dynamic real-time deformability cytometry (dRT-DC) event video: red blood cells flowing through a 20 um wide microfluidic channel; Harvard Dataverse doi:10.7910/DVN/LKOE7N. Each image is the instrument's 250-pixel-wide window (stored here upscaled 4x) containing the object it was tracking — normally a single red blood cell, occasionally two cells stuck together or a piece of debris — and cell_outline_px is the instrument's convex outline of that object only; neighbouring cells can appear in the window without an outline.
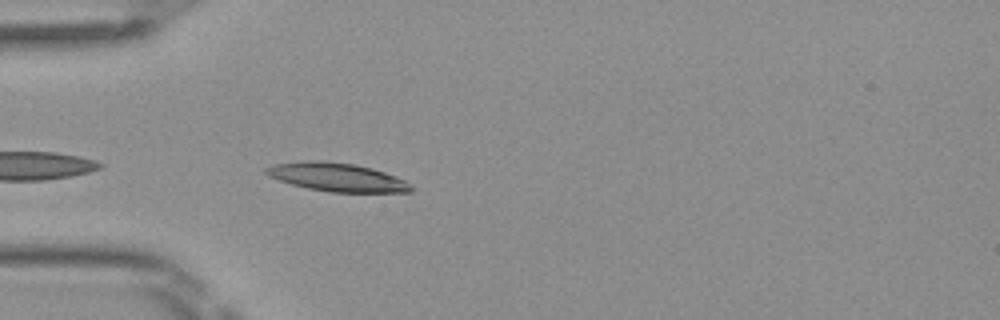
{"species": "Egyptian fruit bat (a non-hibernating species)", "species_latin": "Rousettus aegyptiacus", "temperature_condition": "room temperature", "stored_images_in_passage": 26, "camera_frame_rate_fps": 3000, "um_per_image_px": 0.085, "frame": {"image": 1, "passage_image": 2, "time_ms": 0.333, "image_size_px": [1000, 320], "cell_outline_px": [[412, 192], [328, 192], [308, 188], [292, 184], [268, 176], [264, 172], [264, 168], [272, 164], [304, 160], [324, 160], [356, 164], [372, 168], [384, 172], [404, 180], [412, 188]], "centroid_in_image_um": [28.58, 15.04], "position_along_channel_um": 56.4, "area_um2": 24.1}}
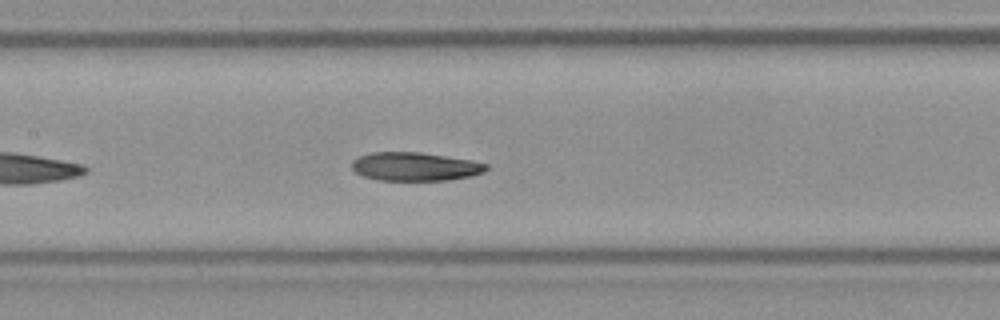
{"frame": {"image": 2, "passage_image": 11, "time_ms": 3.333, "image_size_px": [1000, 320], "cell_outline_px": [[488, 168], [484, 172], [472, 176], [448, 180], [380, 180], [364, 176], [356, 172], [352, 168], [352, 160], [360, 156], [372, 152], [420, 152], [472, 160], [488, 164]], "centroid_in_image_um": [35.31, 14.15], "position_along_channel_um": 172.1, "area_um2": 22.31}}
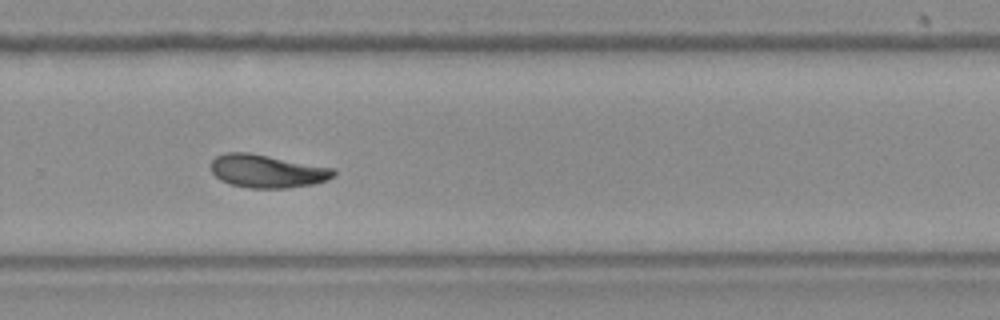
{"frame": {"image": 3, "passage_image": 21, "time_ms": 6.667, "image_size_px": [1000, 320], "cell_outline_px": [[336, 176], [328, 180], [312, 184], [288, 188], [252, 188], [232, 184], [220, 180], [212, 172], [212, 160], [216, 156], [224, 152], [248, 152], [336, 168]], "centroid_in_image_um": [22.75, 14.54], "position_along_channel_um": 307.0, "area_um2": 23.76}, "authors_computed_cell_mechanics": {"area_um2": 23.2356, "velocity_mm_per_s": 4.0622, "shape_relaxation_time_tau1_ms": 4.3171, "shape_relaxation_time_tau2_ms": 4.1409, "deformation_change_tau1": 0.1774, "deformation_change_tau2": 0.1187}}